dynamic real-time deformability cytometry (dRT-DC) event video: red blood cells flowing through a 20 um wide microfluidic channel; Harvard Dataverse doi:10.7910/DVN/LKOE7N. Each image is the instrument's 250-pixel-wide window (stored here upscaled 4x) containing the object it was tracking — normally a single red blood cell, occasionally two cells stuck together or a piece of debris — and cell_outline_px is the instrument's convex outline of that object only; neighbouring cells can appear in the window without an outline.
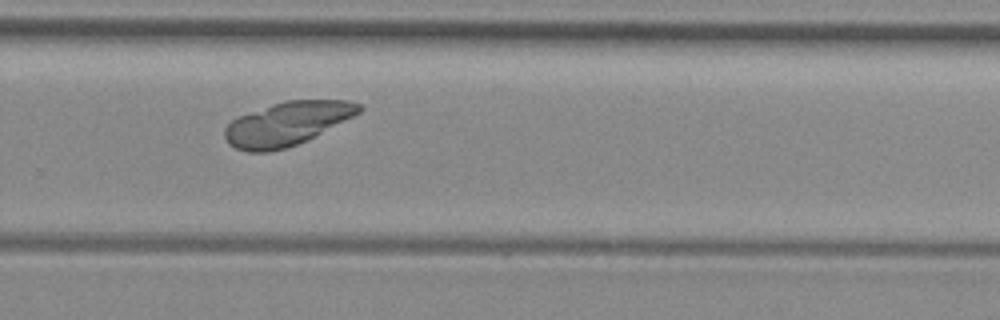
{"species": "common noctule bat (a hibernating species)", "species_latin": "Nyctalus noctula", "temperature_condition": "room temperature", "stored_images_in_passage": 34, "camera_frame_rate_fps": 3000, "um_per_image_px": 0.085, "animal": {"sex": "female", "body_mass_g": 29.2, "forearm_length_mm": 56.3}, "frame": {"image": 1, "passage_image": 32, "time_ms": 10.333, "image_size_px": [1000, 320], "cell_outline_px": [[364, 108], [360, 112], [288, 148], [268, 152], [248, 152], [236, 148], [228, 144], [224, 136], [224, 128], [232, 120], [240, 116], [272, 104], [284, 100], [348, 100], [360, 104]], "centroid_in_image_um": [24.35, 10.51], "position_along_channel_um": 305.4, "area_um2": 33.52}}